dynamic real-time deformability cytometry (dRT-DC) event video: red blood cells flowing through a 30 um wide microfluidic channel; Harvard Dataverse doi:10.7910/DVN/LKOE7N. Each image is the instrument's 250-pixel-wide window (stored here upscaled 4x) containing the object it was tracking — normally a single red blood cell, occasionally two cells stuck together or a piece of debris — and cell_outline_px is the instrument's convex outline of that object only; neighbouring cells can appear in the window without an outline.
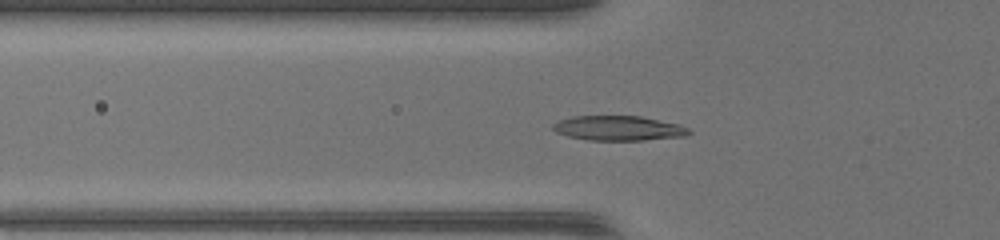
{"species": "common noctule bat (a hibernating species)", "species_latin": "Nyctalus noctula", "temperature_condition": "warm", "stored_images_in_passage": 51, "camera_frame_rate_fps": 3000, "um_per_image_px": 0.085, "animal": {"sex": "female", "body_mass_g": 17.0, "forearm_length_mm": 48.0}, "frame": {"image": 1, "passage_image": 19, "time_ms": 6.0, "image_size_px": [1000, 240], "cell_outline_px": [[692, 132], [684, 136], [644, 140], [588, 140], [568, 136], [556, 132], [552, 128], [552, 124], [556, 120], [572, 116], [640, 116], [680, 124], [688, 128]], "centroid_in_image_um": [52.54, 10.89], "position_along_channel_um": 73.3, "area_um2": 19.71}}
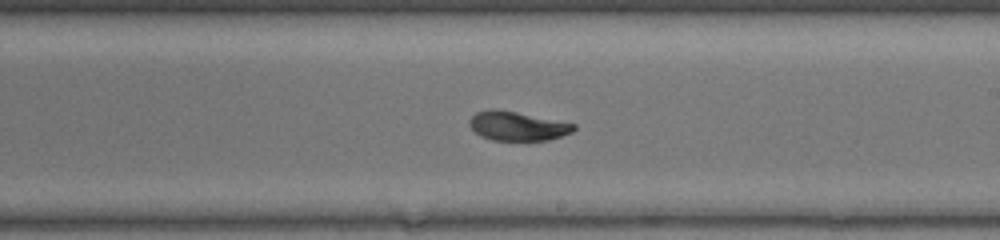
{"frame": {"image": 2, "passage_image": 31, "time_ms": 10.0, "image_size_px": [1000, 240], "cell_outline_px": [[576, 128], [572, 132], [548, 140], [492, 140], [480, 136], [468, 124], [468, 120], [476, 112], [488, 108], [496, 108], [576, 124]], "centroid_in_image_um": [43.93, 10.7], "position_along_channel_um": 245.1, "area_um2": 17.69}}
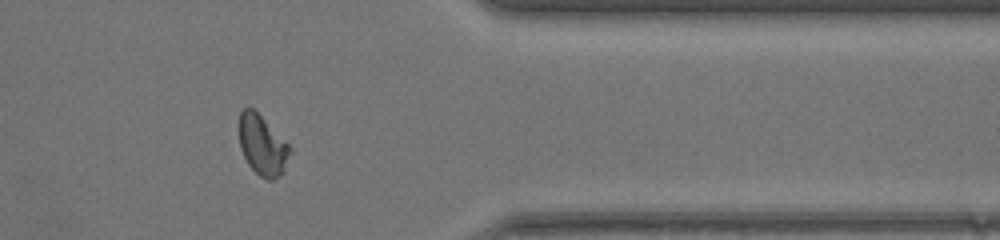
{"frame": {"image": 3, "passage_image": 42, "time_ms": 13.667, "image_size_px": [1000, 240], "cell_outline_px": [[292, 148], [284, 172], [280, 176], [272, 180], [268, 180], [260, 176], [248, 164], [240, 148], [240, 112], [244, 108], [252, 108]], "centroid_in_image_um": [22.32, 12.39], "position_along_channel_um": 389.1, "area_um2": 17.4}}